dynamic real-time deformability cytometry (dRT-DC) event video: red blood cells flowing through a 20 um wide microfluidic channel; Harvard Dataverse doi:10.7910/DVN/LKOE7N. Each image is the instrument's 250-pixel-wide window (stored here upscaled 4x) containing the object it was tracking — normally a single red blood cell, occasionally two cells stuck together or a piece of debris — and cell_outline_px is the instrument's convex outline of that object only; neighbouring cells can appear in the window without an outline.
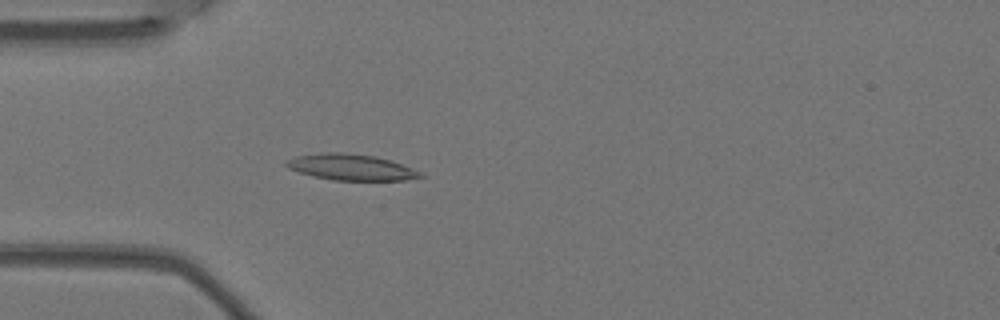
{"species": "Egyptian fruit bat (a non-hibernating species)", "species_latin": "Rousettus aegyptiacus", "temperature_condition": "warm", "stored_images_in_passage": 4, "camera_frame_rate_fps": 3000, "um_per_image_px": 0.085, "animal": {"sex": "female"}, "frame": {"image": 1, "passage_image": 4, "time_ms": 1.0, "image_size_px": [1000, 320], "cell_outline_px": [[424, 176], [404, 180], [332, 180], [312, 176], [288, 168], [284, 164], [284, 160], [296, 156], [320, 152], [340, 152], [376, 156], [400, 164], [420, 172]], "centroid_in_image_um": [29.75, 14.2], "position_along_channel_um": 55.3, "area_um2": 20.23}}